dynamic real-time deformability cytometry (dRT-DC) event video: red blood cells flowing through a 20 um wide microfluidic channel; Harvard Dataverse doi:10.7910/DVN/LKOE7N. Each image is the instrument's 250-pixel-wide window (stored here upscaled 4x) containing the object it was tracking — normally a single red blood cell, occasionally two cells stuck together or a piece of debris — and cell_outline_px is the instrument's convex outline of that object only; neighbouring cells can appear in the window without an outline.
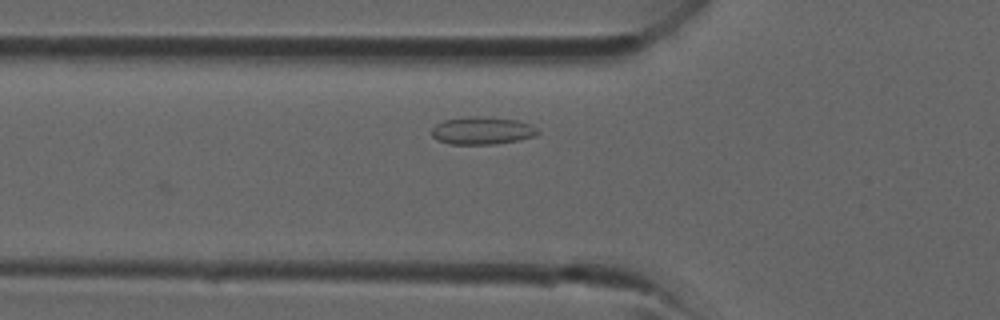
{"species": "common noctule bat (a hibernating species)", "species_latin": "Nyctalus noctula", "temperature_condition": "room temperature", "stored_images_in_passage": 5, "camera_frame_rate_fps": 3000, "um_per_image_px": 0.085, "animal": {"sex": "male", "forearm_length_mm": 52.5}, "frame": {"image": 1, "passage_image": 5, "time_ms": 1.333, "image_size_px": [1000, 320], "cell_outline_px": [[540, 132], [536, 136], [520, 140], [496, 144], [448, 144], [436, 140], [432, 136], [432, 128], [436, 124], [444, 120], [472, 116], [476, 116], [516, 120], [532, 124]], "centroid_in_image_um": [40.99, 11.12], "position_along_channel_um": 84.8, "area_um2": 17.17}}